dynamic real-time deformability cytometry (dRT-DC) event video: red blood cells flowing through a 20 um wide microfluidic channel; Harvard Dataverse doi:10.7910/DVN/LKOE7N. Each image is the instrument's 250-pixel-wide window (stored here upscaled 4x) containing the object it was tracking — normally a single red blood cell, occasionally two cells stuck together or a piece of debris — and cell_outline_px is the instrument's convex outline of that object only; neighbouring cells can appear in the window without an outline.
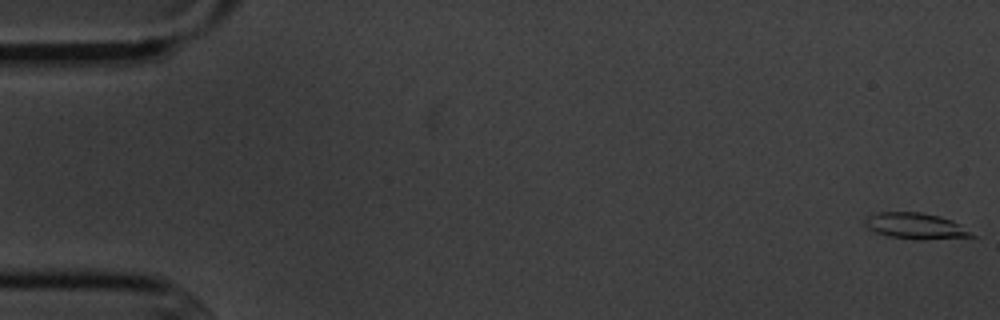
{"species": "common noctule bat (a hibernating species)", "species_latin": "Nyctalus noctula", "temperature_condition": "cold", "stored_images_in_passage": 14, "segment_of_instrument_passage": [1, 2], "camera_frame_rate_fps": 3000, "um_per_image_px": 0.085, "animal": {"sex": "male", "body_mass_g": 20.1, "forearm_length_mm": 53.5}, "frame": {"image": 1, "passage_image": 1, "time_ms": 0.0, "image_size_px": [1000, 320], "cell_outline_px": [[976, 236], [920, 240], [888, 236], [876, 232], [868, 228], [864, 224], [864, 220], [868, 216], [880, 212], [920, 212], [940, 216], [952, 220], [960, 224]], "centroid_in_image_um": [77.81, 19.2], "position_along_channel_um": 7.2, "area_um2": 16.07}}
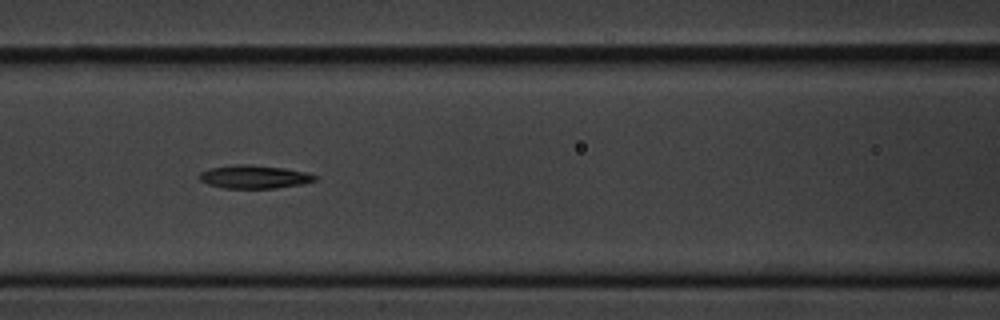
{"frame": {"image": 2, "passage_image": 7, "time_ms": 7.667, "image_size_px": [1000, 320], "cell_outline_px": [[320, 176], [316, 180], [304, 184], [276, 188], [224, 188], [208, 184], [200, 180], [200, 172], [208, 168], [236, 164], [252, 164], [284, 168], [304, 172]], "centroid_in_image_um": [21.63, 15.02], "position_along_channel_um": 145.0, "area_um2": 15.78}}
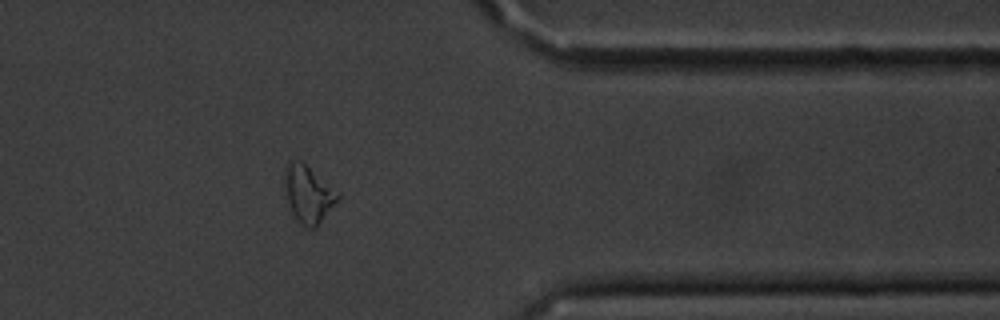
{"frame": {"image": 3, "passage_image": 13, "time_ms": 14.667, "image_size_px": [1000, 320], "cell_outline_px": [[340, 196], [316, 228], [308, 228], [296, 220], [292, 212], [284, 188], [284, 168], [288, 160], [300, 160], [340, 192]], "centroid_in_image_um": [26.18, 16.47], "position_along_channel_um": 385.2, "area_um2": 17.69}}